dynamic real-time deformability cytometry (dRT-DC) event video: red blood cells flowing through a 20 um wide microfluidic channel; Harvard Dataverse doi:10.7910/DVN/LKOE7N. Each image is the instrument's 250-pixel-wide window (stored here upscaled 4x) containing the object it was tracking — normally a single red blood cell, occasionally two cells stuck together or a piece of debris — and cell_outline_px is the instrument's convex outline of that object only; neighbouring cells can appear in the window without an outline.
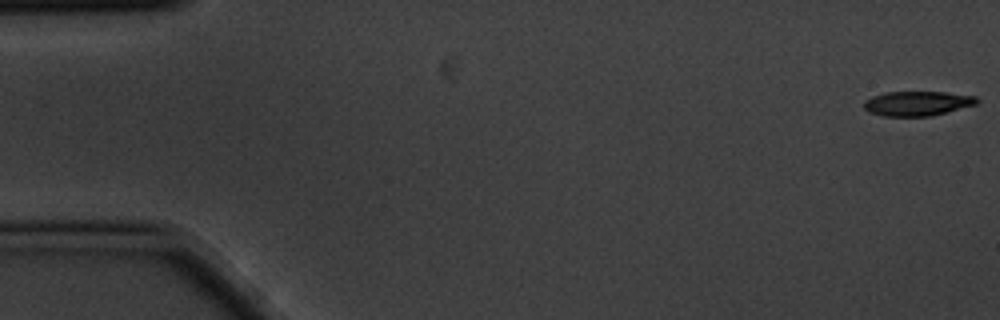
{"species": "common noctule bat (a hibernating species)", "species_latin": "Nyctalus noctula", "temperature_condition": "cold", "stored_images_in_passage": 9, "camera_frame_rate_fps": 3000, "um_per_image_px": 0.085, "animal": {"sex": "male", "body_mass_g": 20.1, "forearm_length_mm": 53.5}, "frame": {"image": 1, "passage_image": 1, "time_ms": 0.0, "image_size_px": [1000, 320], "cell_outline_px": [[980, 100], [976, 104], [932, 116], [884, 116], [868, 112], [864, 108], [864, 100], [872, 96], [884, 92], [944, 92], [976, 96]], "centroid_in_image_um": [77.95, 8.79], "position_along_channel_um": 7.0, "area_um2": 16.24}}
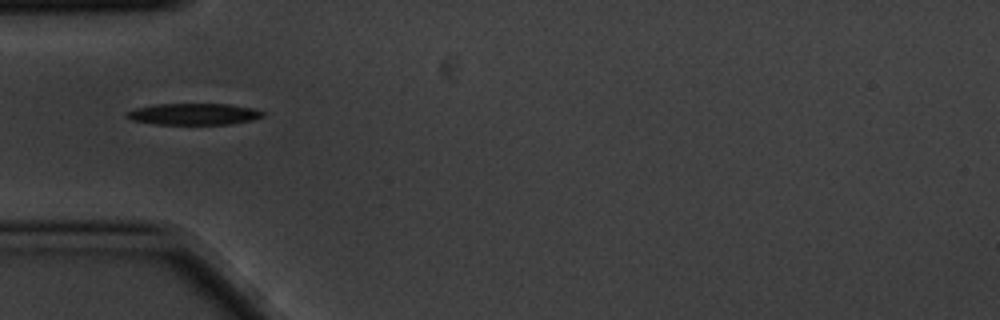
{"frame": {"image": 2, "passage_image": 6, "time_ms": 1.667, "image_size_px": [1000, 320], "cell_outline_px": [[264, 116], [252, 120], [232, 124], [156, 124], [132, 120], [124, 116], [124, 112], [136, 108], [156, 104], [232, 104], [256, 108], [264, 112]], "centroid_in_image_um": [16.49, 9.69], "position_along_channel_um": 68.5, "area_um2": 17.22}}